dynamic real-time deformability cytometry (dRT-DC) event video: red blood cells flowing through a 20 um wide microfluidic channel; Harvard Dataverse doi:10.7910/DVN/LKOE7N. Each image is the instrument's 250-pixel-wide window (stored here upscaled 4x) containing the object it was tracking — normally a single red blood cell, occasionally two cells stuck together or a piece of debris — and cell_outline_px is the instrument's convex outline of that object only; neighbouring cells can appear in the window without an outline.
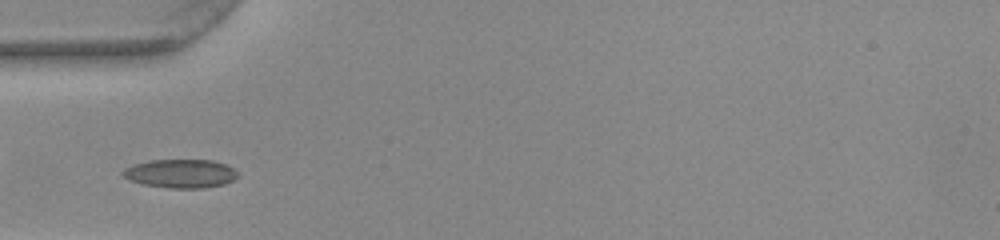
{"species": "common noctule bat (a hibernating species)", "species_latin": "Nyctalus noctula", "temperature_condition": "warm", "stored_images_in_passage": 26, "camera_frame_rate_fps": 3000, "um_per_image_px": 0.085, "animal": {"sex": "female", "body_mass_g": 22.0, "forearm_length_mm": 56.7}, "frame": {"image": 1, "passage_image": 2, "time_ms": 0.333, "image_size_px": [1000, 240], "cell_outline_px": [[240, 176], [224, 184], [204, 188], [168, 188], [144, 184], [128, 180], [120, 172], [124, 168], [148, 160], [212, 160], [224, 164], [232, 168]], "centroid_in_image_um": [15.33, 14.75], "position_along_channel_um": 69.7, "area_um2": 19.13}}
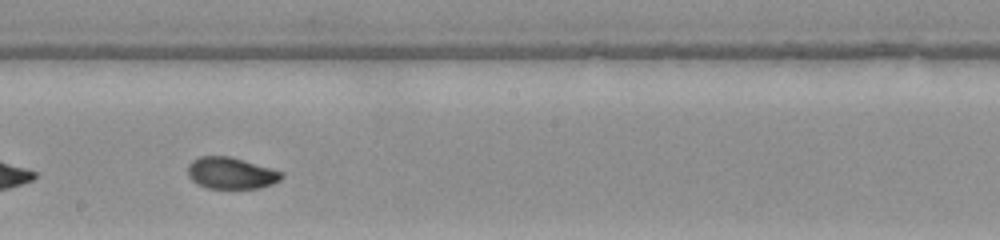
{"frame": {"image": 2, "passage_image": 14, "time_ms": 4.333, "image_size_px": [1000, 240], "cell_outline_px": [[284, 176], [280, 180], [272, 184], [260, 188], [208, 188], [196, 184], [188, 176], [188, 164], [192, 160], [200, 156], [228, 156], [272, 168], [284, 172]], "centroid_in_image_um": [19.64, 14.72], "position_along_channel_um": 228.6, "area_um2": 17.34}}
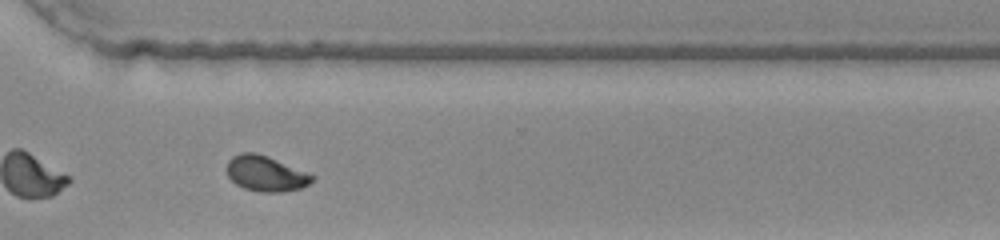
{"frame": {"image": 3, "passage_image": 23, "time_ms": 7.333, "image_size_px": [1000, 240], "cell_outline_px": [[316, 176], [308, 184], [300, 188], [280, 192], [260, 192], [244, 188], [236, 184], [228, 176], [224, 168], [228, 160], [232, 156], [240, 152], [256, 152], [268, 156]], "centroid_in_image_um": [22.53, 14.74], "position_along_channel_um": 348.1, "area_um2": 17.74}, "authors_computed_cell_mechanics": {"area_um2": 17.7157, "velocity_mm_per_s": 3.966, "shape_relaxation_time_tau1_ms": null, "shape_relaxation_time_tau2_ms": 1.1803, "deformation_change_tau1": null, "deformation_change_tau2": 0.0437}}